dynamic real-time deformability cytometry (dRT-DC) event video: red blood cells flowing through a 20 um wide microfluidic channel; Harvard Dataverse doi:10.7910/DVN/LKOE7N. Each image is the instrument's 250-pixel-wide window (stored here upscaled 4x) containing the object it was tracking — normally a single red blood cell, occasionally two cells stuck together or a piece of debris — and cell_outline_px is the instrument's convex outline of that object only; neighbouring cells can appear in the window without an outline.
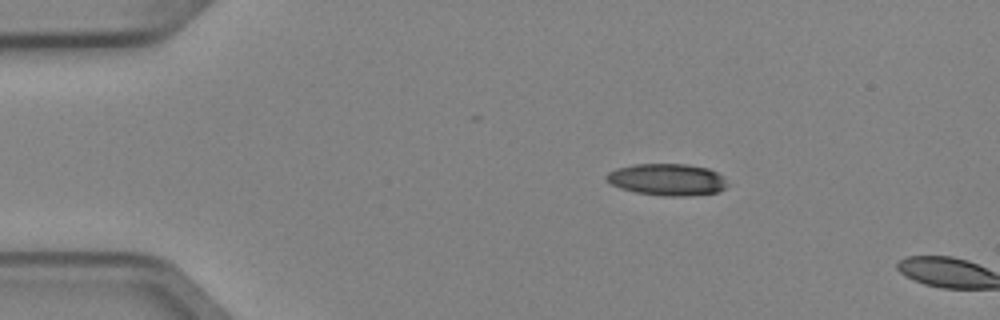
{"species": "Egyptian fruit bat (a non-hibernating species)", "species_latin": "Rousettus aegyptiacus", "temperature_condition": "cold", "stored_images_in_passage": 3, "camera_frame_rate_fps": 3000, "um_per_image_px": 0.085, "animal": {"sex": "female"}, "frame": {"image": 1, "passage_image": 2, "time_ms": 0.333, "image_size_px": [1000, 320], "cell_outline_px": [[728, 184], [720, 192], [688, 196], [664, 196], [636, 192], [620, 188], [604, 180], [604, 176], [608, 172], [616, 168], [636, 164], [688, 164], [708, 168], [724, 176]], "centroid_in_image_um": [56.71, 15.26], "position_along_channel_um": 28.3, "area_um2": 22.66}}